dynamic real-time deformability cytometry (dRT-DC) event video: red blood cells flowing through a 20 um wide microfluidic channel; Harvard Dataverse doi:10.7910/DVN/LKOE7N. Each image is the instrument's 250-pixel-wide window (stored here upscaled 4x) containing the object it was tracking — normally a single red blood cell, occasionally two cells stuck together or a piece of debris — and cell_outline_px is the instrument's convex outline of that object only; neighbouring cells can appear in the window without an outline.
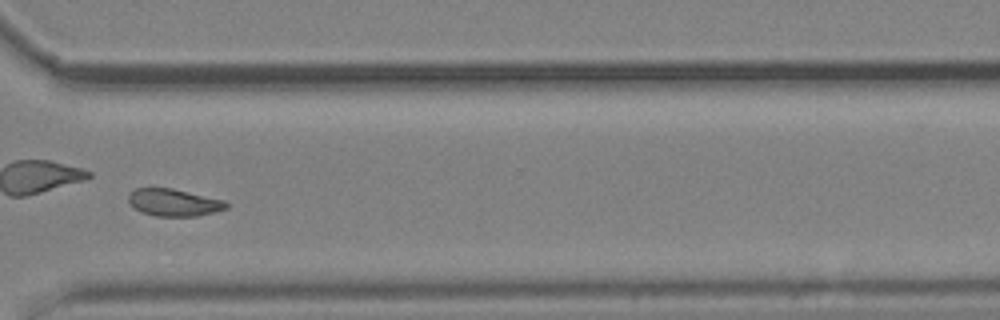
{"species": "common noctule bat (a hibernating species)", "species_latin": "Nyctalus noctula", "temperature_condition": "cold", "stored_images_in_passage": 15, "camera_frame_rate_fps": 3000, "um_per_image_px": 0.085, "animal": {"sex": "male", "body_mass_g": 19.2, "forearm_length_mm": 51.8}, "frame": {"image": 1, "passage_image": 12, "time_ms": 14.0, "image_size_px": [1000, 320], "cell_outline_px": [[228, 208], [196, 216], [156, 216], [140, 212], [128, 200], [128, 196], [136, 188], [172, 188], [224, 200], [228, 204]], "centroid_in_image_um": [14.78, 17.21], "position_along_channel_um": 355.8, "area_um2": 15.32}, "authors_computed_cell_mechanics": {"area_um2": 16.0106, "velocity_mm_per_s": 3.6565, "shape_relaxation_time_tau1_ms": 3.1912, "shape_relaxation_time_tau2_ms": 3.2251, "deformation_change_tau1": 0.0846, "deformation_change_tau2": 0.0785}}